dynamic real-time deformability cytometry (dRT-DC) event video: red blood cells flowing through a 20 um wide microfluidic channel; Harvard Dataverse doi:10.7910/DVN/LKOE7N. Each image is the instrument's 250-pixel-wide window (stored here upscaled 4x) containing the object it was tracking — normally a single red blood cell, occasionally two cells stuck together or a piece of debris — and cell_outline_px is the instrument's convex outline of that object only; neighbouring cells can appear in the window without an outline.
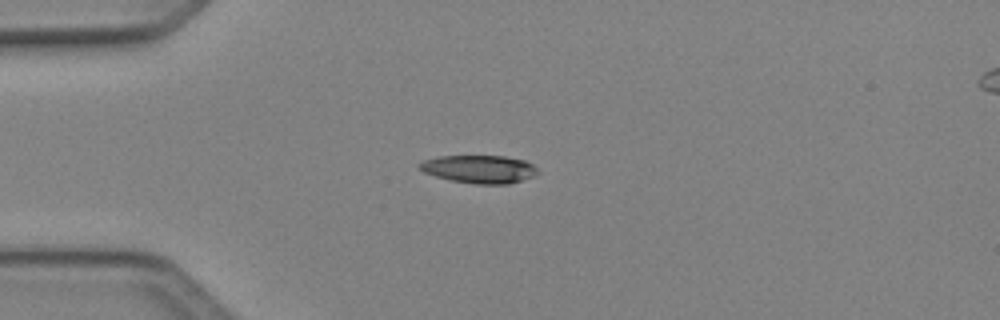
{"species": "Egyptian fruit bat (a non-hibernating species)", "species_latin": "Rousettus aegyptiacus", "temperature_condition": "cold", "stored_images_in_passage": 38, "camera_frame_rate_fps": 3000, "um_per_image_px": 0.085, "animal": {"sex": "female"}, "frame": {"image": 1, "passage_image": 1, "time_ms": 0.0, "image_size_px": [1000, 320], "cell_outline_px": [[540, 172], [536, 176], [508, 184], [476, 184], [452, 180], [436, 176], [424, 172], [416, 164], [424, 160], [440, 156], [504, 156], [524, 160], [532, 164]], "centroid_in_image_um": [40.77, 14.37], "position_along_channel_um": 44.2, "area_um2": 19.25}}
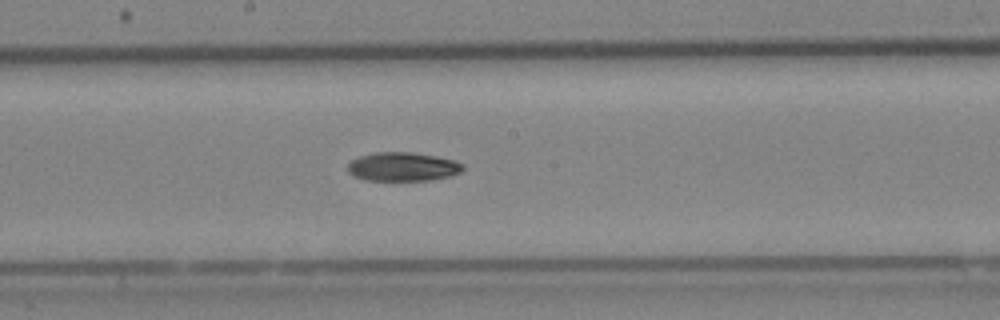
{"frame": {"image": 2, "passage_image": 15, "time_ms": 4.667, "image_size_px": [1000, 320], "cell_outline_px": [[464, 168], [460, 172], [448, 176], [432, 180], [364, 180], [352, 176], [348, 172], [348, 164], [352, 160], [360, 156], [376, 152], [412, 152], [436, 156], [456, 160], [464, 164]], "centroid_in_image_um": [34.23, 14.17], "position_along_channel_um": 214.0, "area_um2": 19.42}}
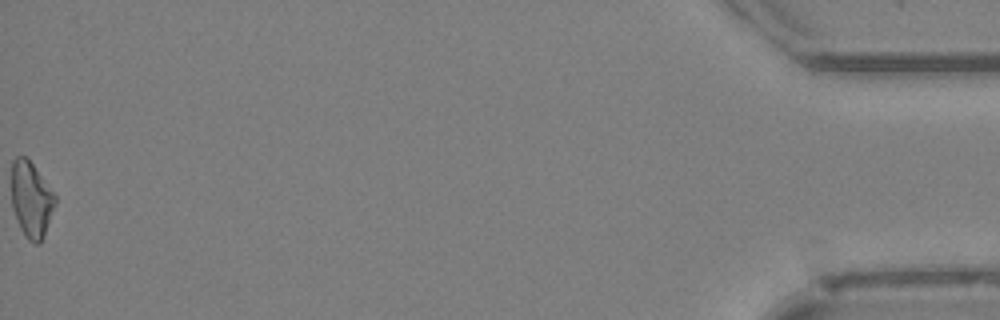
{"frame": {"image": 3, "passage_image": 38, "time_ms": 12.333, "image_size_px": [1000, 320], "cell_outline_px": [[56, 204], [44, 236], [40, 244], [36, 244], [28, 240], [20, 228], [12, 208], [12, 160], [16, 156], [24, 156], [32, 164], [56, 196]], "centroid_in_image_um": [2.65, 16.99], "position_along_channel_um": 432.5, "area_um2": 19.13}, "authors_computed_cell_mechanics": {"area_um2": 19.4208, "velocity_mm_per_s": 4.1309, "shape_relaxation_time_tau1_ms": 4.2514, "shape_relaxation_time_tau2_ms": null, "deformation_change_tau1": 0.1348, "deformation_change_tau2": null}}